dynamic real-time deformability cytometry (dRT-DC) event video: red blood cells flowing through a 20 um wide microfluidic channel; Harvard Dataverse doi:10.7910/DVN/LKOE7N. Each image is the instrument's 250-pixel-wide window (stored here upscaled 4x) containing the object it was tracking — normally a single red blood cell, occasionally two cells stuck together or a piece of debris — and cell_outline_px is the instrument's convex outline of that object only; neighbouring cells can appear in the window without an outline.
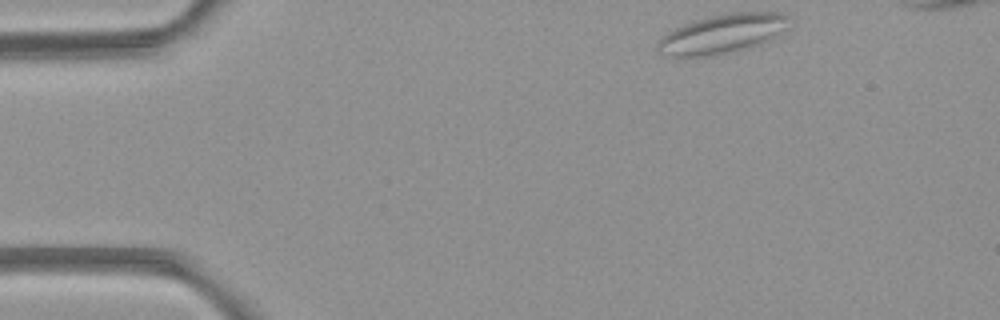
{"species": "common noctule bat (a hibernating species)", "species_latin": "Nyctalus noctula", "temperature_condition": "room temperature", "stored_images_in_passage": 4, "camera_frame_rate_fps": 3000, "um_per_image_px": 0.085, "animal": {"sex": "female", "body_mass_g": 21.9}, "frame": {"image": 1, "passage_image": 1, "time_ms": 0.0, "image_size_px": [1000, 320], "cell_outline_px": [[788, 28], [784, 32], [772, 40], [736, 52], [716, 56], [668, 56], [656, 52], [656, 44], [660, 36], [684, 24], [696, 20], [712, 16], [732, 12], [780, 12], [784, 16]], "centroid_in_image_um": [61.38, 2.91], "position_along_channel_um": 23.6, "area_um2": 30.29}}